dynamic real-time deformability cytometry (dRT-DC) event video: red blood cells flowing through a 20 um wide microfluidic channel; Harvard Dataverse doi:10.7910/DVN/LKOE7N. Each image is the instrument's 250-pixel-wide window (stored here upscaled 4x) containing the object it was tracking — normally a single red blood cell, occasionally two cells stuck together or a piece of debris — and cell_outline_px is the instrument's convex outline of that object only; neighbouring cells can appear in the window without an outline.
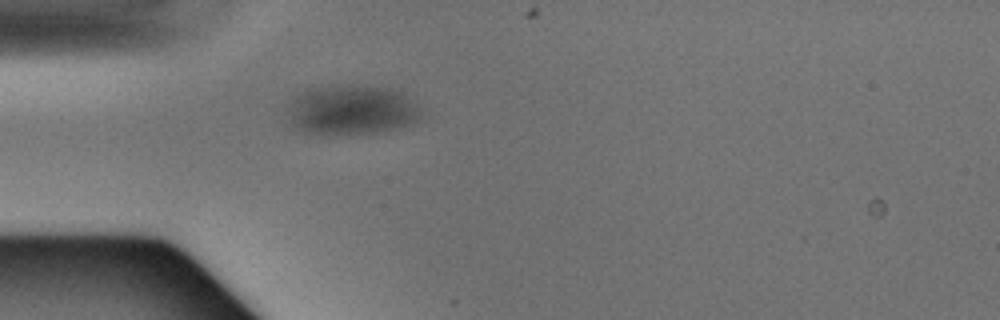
{"species": "Egyptian fruit bat (a non-hibernating species)", "species_latin": "Rousettus aegyptiacus", "temperature_condition": "warm", "stored_images_in_passage": 34, "camera_frame_rate_fps": 3000, "um_per_image_px": 0.085, "animal": {"sex": "male"}, "frame": {"image": 1, "passage_image": 1, "time_ms": 0.0, "image_size_px": [1000, 320], "cell_outline_px": [[428, 112], [420, 120], [412, 124], [396, 128], [376, 132], [320, 136], [296, 128], [292, 120], [288, 104], [296, 96], [312, 88], [392, 88], [404, 92]], "centroid_in_image_um": [30.03, 9.4], "position_along_channel_um": 55.0, "area_um2": 38.26}}
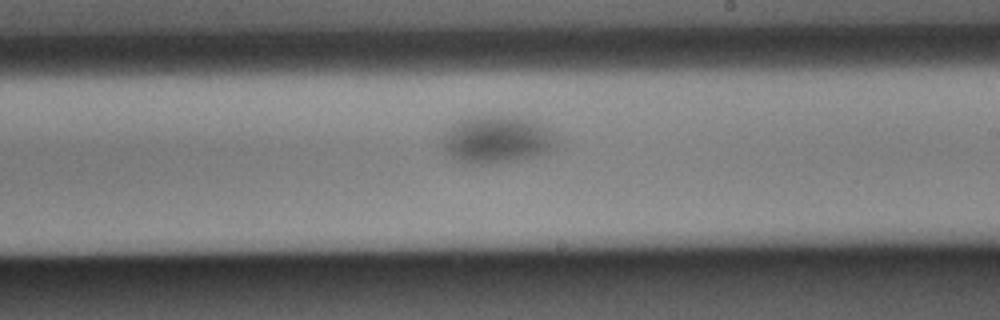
{"frame": {"image": 2, "passage_image": 15, "time_ms": 4.667, "image_size_px": [1000, 320], "cell_outline_px": [[552, 152], [536, 156], [516, 160], [484, 164], [468, 164], [456, 160], [448, 156], [444, 148], [444, 136], [460, 120], [468, 116], [524, 116], [540, 124], [548, 132], [552, 140]], "centroid_in_image_um": [42.19, 11.87], "position_along_channel_um": 246.8, "area_um2": 30.87}}
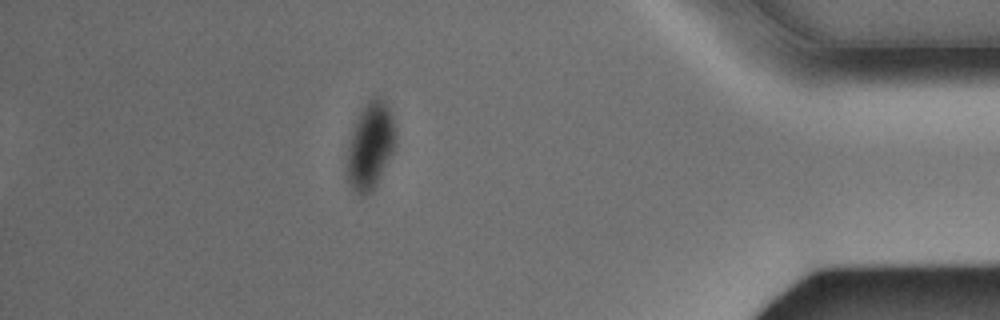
{"frame": {"image": 3, "passage_image": 29, "time_ms": 9.333, "image_size_px": [1000, 320], "cell_outline_px": [[396, 144], [372, 192], [356, 192], [352, 188], [348, 180], [348, 140], [360, 112], [364, 104], [372, 96], [380, 96], [384, 100], [392, 116]], "centroid_in_image_um": [31.48, 12.32], "position_along_channel_um": 403.7, "area_um2": 23.93}}